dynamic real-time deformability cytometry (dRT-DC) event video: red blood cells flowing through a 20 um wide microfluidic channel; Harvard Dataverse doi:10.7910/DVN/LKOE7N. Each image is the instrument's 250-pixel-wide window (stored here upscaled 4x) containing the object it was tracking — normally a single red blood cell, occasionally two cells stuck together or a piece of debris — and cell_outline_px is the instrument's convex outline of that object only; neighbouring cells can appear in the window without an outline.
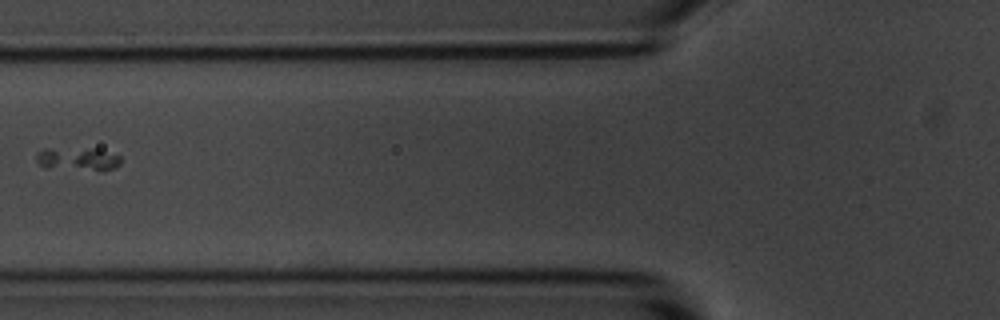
{"species": "common noctule bat (a hibernating species)", "species_latin": "Nyctalus noctula", "temperature_condition": "room temperature", "stored_images_in_passage": 3, "camera_frame_rate_fps": 3000, "um_per_image_px": 0.085, "animal": {"sex": "male", "body_mass_g": 20.1, "forearm_length_mm": 53.5}, "frame": {"image": 1, "passage_image": 3, "time_ms": 2.333, "image_size_px": [1000, 320], "cell_outline_px": [[120, 164], [112, 168], [44, 168], [36, 160], [36, 152], [44, 148], [100, 148], [120, 156]], "centroid_in_image_um": [6.54, 13.45], "position_along_channel_um": 119.3, "area_um2": 11.1}}